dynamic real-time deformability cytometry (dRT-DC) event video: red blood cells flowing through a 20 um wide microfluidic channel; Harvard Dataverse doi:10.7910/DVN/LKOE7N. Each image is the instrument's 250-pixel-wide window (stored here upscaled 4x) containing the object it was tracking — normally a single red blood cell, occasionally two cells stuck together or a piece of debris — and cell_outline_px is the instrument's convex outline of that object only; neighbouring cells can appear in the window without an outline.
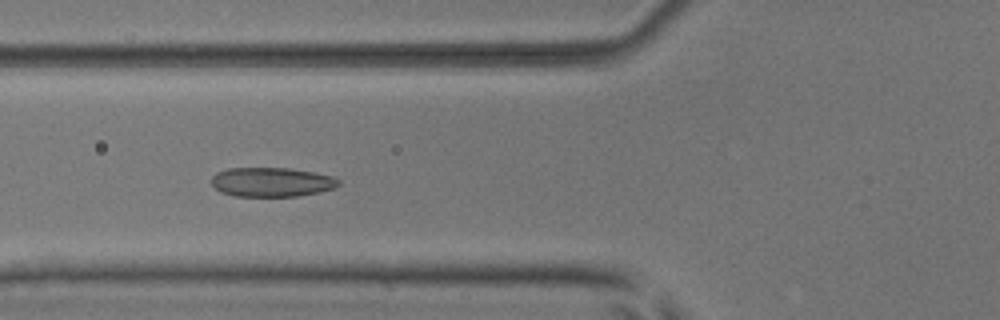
{"species": "common noctule bat (a hibernating species)", "species_latin": "Nyctalus noctula", "temperature_condition": "room temperature", "stored_images_in_passage": 52, "camera_frame_rate_fps": 3000, "um_per_image_px": 0.085, "animal": {"sex": "male", "body_mass_g": 17.9, "forearm_length_mm": 54.2}, "frame": {"image": 1, "passage_image": 20, "time_ms": 6.333, "image_size_px": [1000, 320], "cell_outline_px": [[340, 184], [332, 188], [320, 192], [296, 196], [236, 196], [220, 192], [212, 184], [212, 176], [216, 172], [228, 168], [288, 168], [316, 172], [332, 176], [340, 180]], "centroid_in_image_um": [23.09, 15.47], "position_along_channel_um": 102.7, "area_um2": 21.73}}
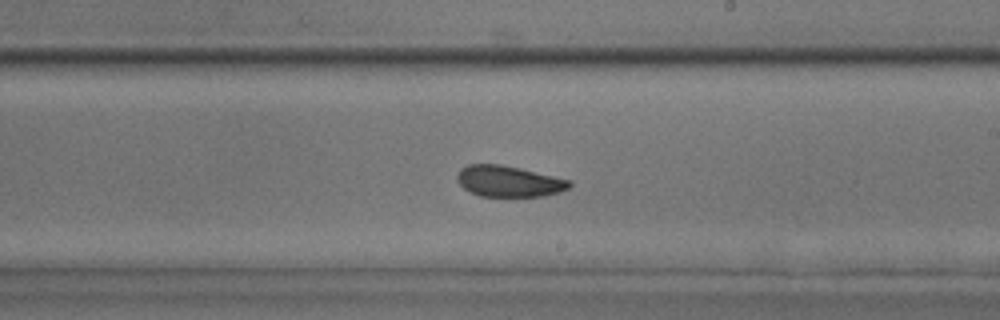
{"frame": {"image": 2, "passage_image": 31, "time_ms": 10.0, "image_size_px": [1000, 320], "cell_outline_px": [[572, 184], [568, 188], [560, 192], [544, 196], [480, 196], [464, 188], [460, 184], [456, 176], [460, 168], [468, 164], [500, 164], [520, 168], [572, 180]], "centroid_in_image_um": [43.26, 15.4], "position_along_channel_um": 245.7, "area_um2": 20.35}}
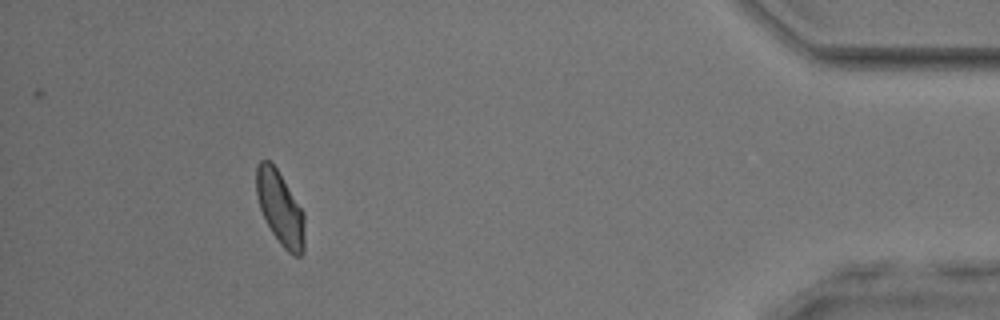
{"frame": {"image": 3, "passage_image": 48, "time_ms": 15.667, "image_size_px": [1000, 320], "cell_outline_px": [[304, 252], [300, 256], [292, 256], [280, 244], [272, 232], [260, 208], [256, 196], [256, 168], [260, 160], [268, 160], [276, 168], [304, 212]], "centroid_in_image_um": [23.82, 17.72], "position_along_channel_um": 411.4, "area_um2": 20.58}, "authors_computed_cell_mechanics": {"area_um2": 21.4438, "velocity_mm_per_s": 3.9158, "shape_relaxation_time_tau1_ms": 5.4591, "shape_relaxation_time_tau2_ms": 2.2629, "deformation_change_tau1": 0.1206, "deformation_change_tau2": 0.0761}}